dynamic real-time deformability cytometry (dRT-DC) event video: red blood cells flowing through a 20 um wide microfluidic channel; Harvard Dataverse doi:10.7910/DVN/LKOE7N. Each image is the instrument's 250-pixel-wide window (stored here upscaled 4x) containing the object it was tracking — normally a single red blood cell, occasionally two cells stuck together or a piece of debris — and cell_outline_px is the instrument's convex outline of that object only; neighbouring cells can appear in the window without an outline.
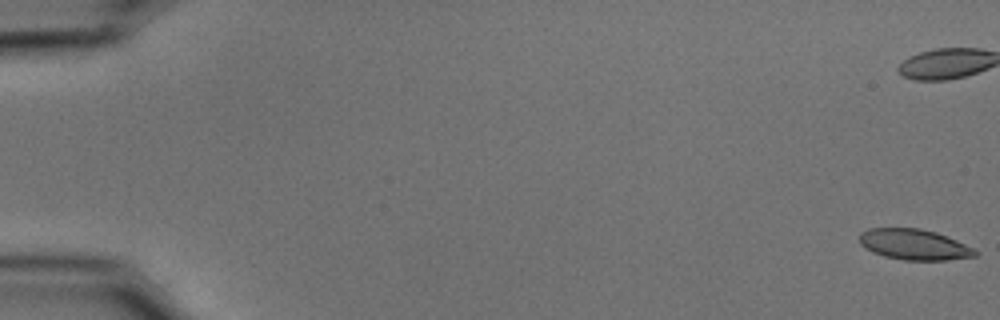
{"species": "common noctule bat (a hibernating species)", "species_latin": "Nyctalus noctula", "temperature_condition": "cold", "stored_images_in_passage": 56, "camera_frame_rate_fps": 3000, "um_per_image_px": 0.085, "animal": {"sex": "male", "body_mass_g": 15.6}, "frame": {"image": 1, "passage_image": 1, "time_ms": 0.0, "image_size_px": [1000, 320], "cell_outline_px": [[980, 252], [976, 256], [948, 260], [904, 260], [884, 256], [872, 252], [864, 248], [860, 244], [860, 232], [868, 228], [920, 228], [936, 232], [956, 240]], "centroid_in_image_um": [77.68, 20.78], "position_along_channel_um": 7.3, "area_um2": 20.75}, "authors_computed_cell_mechanics": {"area_um2": 21.5594, "velocity_mm_per_s": 3.7304, "shape_relaxation_time_tau1_ms": 6.4096, "shape_relaxation_time_tau2_ms": 3.5014, "deformation_change_tau1": 0.1366, "deformation_change_tau2": 0.0804}}